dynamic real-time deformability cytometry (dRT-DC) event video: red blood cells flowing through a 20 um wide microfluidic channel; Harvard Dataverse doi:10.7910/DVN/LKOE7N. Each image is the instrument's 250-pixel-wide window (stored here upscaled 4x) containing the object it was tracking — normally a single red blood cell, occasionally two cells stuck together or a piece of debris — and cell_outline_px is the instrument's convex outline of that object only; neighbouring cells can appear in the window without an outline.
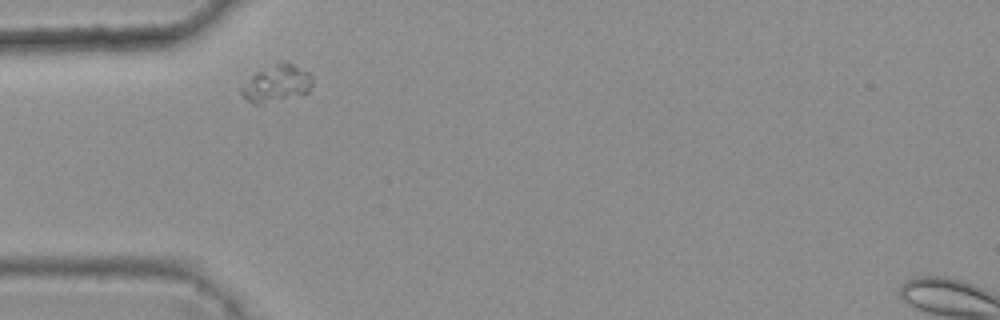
{"species": "common noctule bat (a hibernating species)", "species_latin": "Nyctalus noctula", "temperature_condition": "warm", "stored_images_in_passage": 3, "camera_frame_rate_fps": 3000, "um_per_image_px": 0.085, "animal": {"sex": "female", "body_mass_g": 25.1}, "frame": {"image": 1, "passage_image": 1, "time_ms": 0.0, "image_size_px": [1000, 320], "cell_outline_px": [[312, 84], [308, 92], [256, 104], [252, 104], [240, 92], [240, 88], [256, 72], [280, 60], [288, 60], [308, 72], [312, 76]], "centroid_in_image_um": [23.53, 7.03], "position_along_channel_um": 61.5, "area_um2": 15.03}}
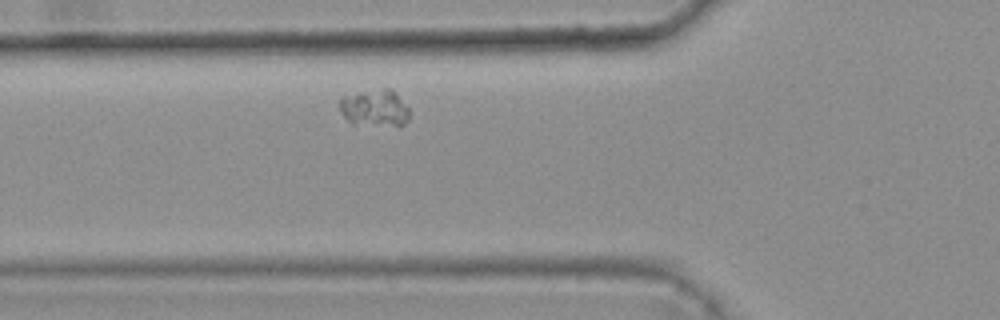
{"frame": {"image": 2, "passage_image": 2, "time_ms": 0.333, "image_size_px": [1000, 320], "cell_outline_px": [[408, 120], [400, 128], [352, 124], [344, 116], [340, 108], [340, 100], [344, 96], [360, 92], [384, 88], [392, 88], [396, 92], [408, 108]], "centroid_in_image_um": [31.9, 9.22], "position_along_channel_um": 93.9, "area_um2": 15.37}}